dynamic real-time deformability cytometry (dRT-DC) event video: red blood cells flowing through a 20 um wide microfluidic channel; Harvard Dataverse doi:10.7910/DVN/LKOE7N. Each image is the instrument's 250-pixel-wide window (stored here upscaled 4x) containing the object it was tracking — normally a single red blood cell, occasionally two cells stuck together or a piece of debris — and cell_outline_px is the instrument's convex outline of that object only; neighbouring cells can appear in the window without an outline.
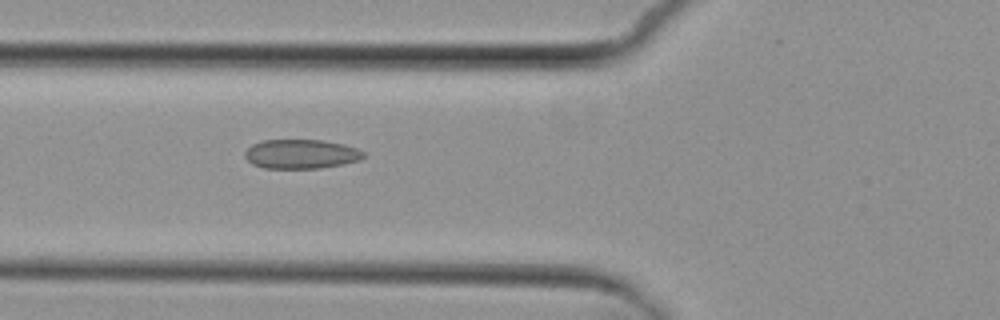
{"species": "common noctule bat (a hibernating species)", "species_latin": "Nyctalus noctula", "temperature_condition": "cold", "stored_images_in_passage": 4, "camera_frame_rate_fps": 3000, "um_per_image_px": 0.085, "animal": {"sex": "female", "body_mass_g": 29.2, "forearm_length_mm": 56.3}, "frame": {"image": 1, "passage_image": 4, "time_ms": 4.333, "image_size_px": [1000, 320], "cell_outline_px": [[364, 156], [360, 160], [344, 164], [320, 168], [264, 168], [252, 164], [244, 156], [244, 152], [252, 144], [260, 140], [324, 140], [344, 144], [356, 148], [364, 152]], "centroid_in_image_um": [25.58, 13.09], "position_along_channel_um": 100.2, "area_um2": 20.35}}